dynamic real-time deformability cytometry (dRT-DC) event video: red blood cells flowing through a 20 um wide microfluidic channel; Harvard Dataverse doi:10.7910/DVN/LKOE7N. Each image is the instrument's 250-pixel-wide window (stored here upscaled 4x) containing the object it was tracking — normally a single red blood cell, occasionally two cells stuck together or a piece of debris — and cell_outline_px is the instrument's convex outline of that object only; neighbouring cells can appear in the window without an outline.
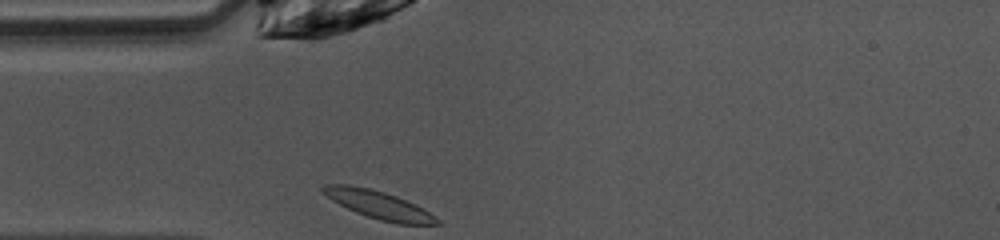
{"species": "common noctule bat (a hibernating species)", "species_latin": "Nyctalus noctula", "temperature_condition": "warm", "stored_images_in_passage": 27, "camera_frame_rate_fps": 3000, "um_per_image_px": 0.085, "animal": {"sex": "female", "body_mass_g": 10.0, "forearm_length_mm": 53.1}, "frame": {"image": 1, "passage_image": 1, "time_ms": 0.0, "image_size_px": [1000, 240], "cell_outline_px": [[440, 224], [396, 224], [380, 220], [356, 212], [332, 200], [320, 188], [324, 184], [348, 184], [372, 188], [396, 196], [416, 204], [440, 220]], "centroid_in_image_um": [32.19, 17.4], "position_along_channel_um": 52.8, "area_um2": 18.38}}
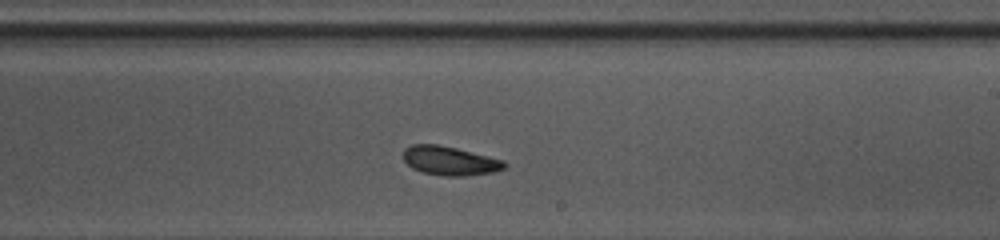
{"frame": {"image": 2, "passage_image": 16, "time_ms": 5.0, "image_size_px": [1000, 240], "cell_outline_px": [[508, 164], [504, 168], [492, 172], [464, 176], [444, 176], [420, 172], [412, 168], [404, 160], [404, 148], [412, 144], [436, 144], [456, 148], [504, 160]], "centroid_in_image_um": [38.22, 13.67], "position_along_channel_um": 250.8, "area_um2": 17.05}}
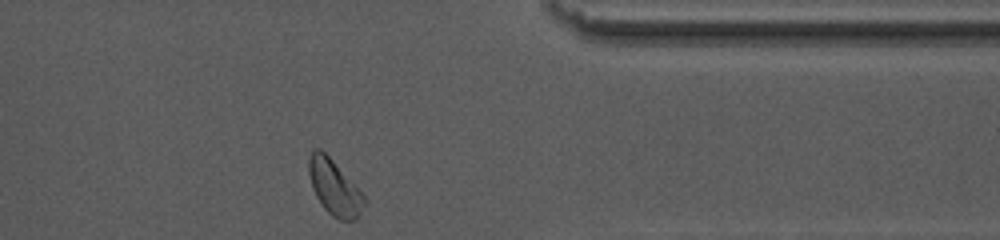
{"frame": {"image": 3, "passage_image": 27, "time_ms": 8.667, "image_size_px": [1000, 240], "cell_outline_px": [[364, 204], [356, 220], [340, 220], [332, 216], [324, 208], [316, 196], [312, 188], [308, 172], [308, 160], [312, 152], [316, 148], [320, 148], [332, 160], [364, 196]], "centroid_in_image_um": [28.38, 15.95], "position_along_channel_um": 383.0, "area_um2": 17.34}, "authors_computed_cell_mechanics": {"area_um2": 17.051, "velocity_mm_per_s": 4.0206, "shape_relaxation_time_tau1_ms": 2.1817, "shape_relaxation_time_tau2_ms": 3.1732, "deformation_change_tau1": 0.1007, "deformation_change_tau2": 0.0976}}